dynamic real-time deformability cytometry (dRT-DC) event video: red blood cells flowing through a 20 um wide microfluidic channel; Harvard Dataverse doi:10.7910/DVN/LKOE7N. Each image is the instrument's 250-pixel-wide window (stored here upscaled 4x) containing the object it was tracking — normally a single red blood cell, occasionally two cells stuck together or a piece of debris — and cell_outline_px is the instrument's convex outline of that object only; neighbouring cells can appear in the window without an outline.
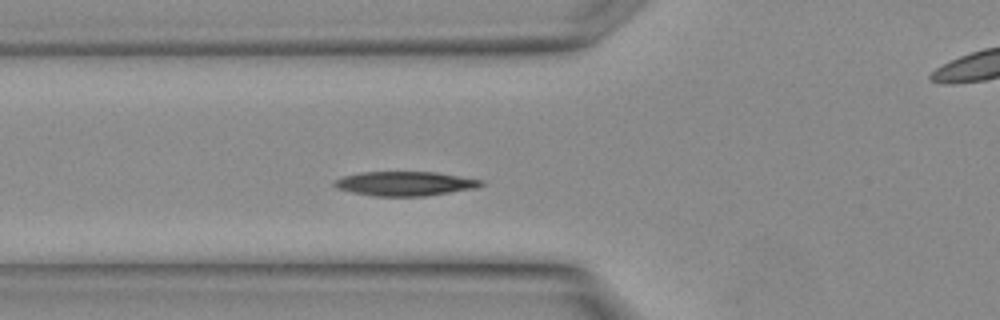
{"species": "Egyptian fruit bat (a non-hibernating species)", "species_latin": "Rousettus aegyptiacus", "temperature_condition": "warm", "stored_images_in_passage": 11, "camera_frame_rate_fps": 3000, "um_per_image_px": 0.085, "animal": {"sex": "female"}, "frame": {"image": 1, "passage_image": 5, "time_ms": 1.333, "image_size_px": [1000, 320], "cell_outline_px": [[484, 184], [476, 188], [424, 196], [376, 196], [352, 192], [336, 188], [332, 184], [336, 180], [344, 176], [360, 172], [436, 172], [484, 180]], "centroid_in_image_um": [34.44, 15.6], "position_along_channel_um": 91.4, "area_um2": 20.69}}
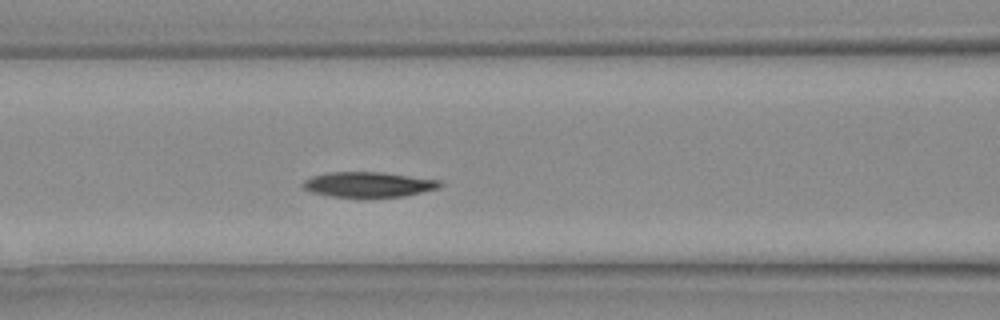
{"frame": {"image": 2, "passage_image": 7, "time_ms": 2.0, "image_size_px": [1000, 320], "cell_outline_px": [[444, 184], [440, 188], [404, 196], [328, 196], [312, 192], [304, 188], [304, 180], [312, 176], [328, 172], [384, 172], [440, 180]], "centroid_in_image_um": [31.36, 15.66], "position_along_channel_um": 135.2, "area_um2": 19.88}}